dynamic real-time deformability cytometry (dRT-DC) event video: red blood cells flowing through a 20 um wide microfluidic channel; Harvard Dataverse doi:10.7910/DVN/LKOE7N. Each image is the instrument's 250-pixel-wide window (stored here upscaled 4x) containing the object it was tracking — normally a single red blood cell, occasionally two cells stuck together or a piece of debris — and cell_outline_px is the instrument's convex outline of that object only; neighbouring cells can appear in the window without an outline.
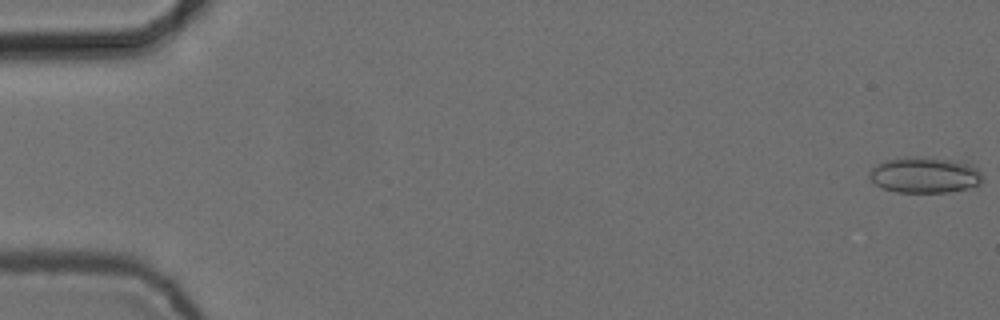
{"species": "common noctule bat (a hibernating species)", "species_latin": "Nyctalus noctula", "temperature_condition": "cold", "stored_images_in_passage": 7, "camera_frame_rate_fps": 3000, "um_per_image_px": 0.085, "animal": {"sex": "female", "body_mass_g": 24.6, "forearm_length_mm": 56.2}, "frame": {"image": 1, "passage_image": 1, "time_ms": 0.0, "image_size_px": [1000, 320], "cell_outline_px": [[984, 176], [980, 184], [948, 192], [896, 192], [884, 188], [876, 184], [868, 176], [868, 172], [876, 164], [884, 160], [904, 156], [912, 156], [952, 160], [972, 164]], "centroid_in_image_um": [78.57, 14.86], "position_along_channel_um": 6.4, "area_um2": 23.7}}
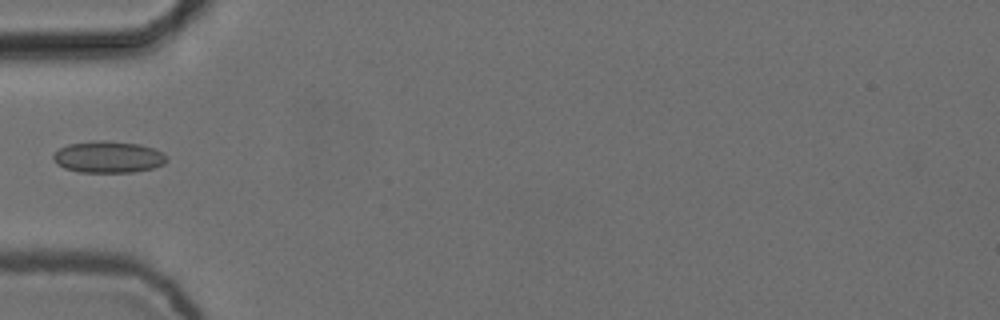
{"frame": {"image": 2, "passage_image": 6, "time_ms": 1.667, "image_size_px": [1000, 320], "cell_outline_px": [[168, 160], [164, 164], [152, 168], [132, 172], [80, 172], [64, 168], [56, 164], [52, 160], [52, 156], [60, 148], [68, 144], [96, 140], [104, 140], [140, 144], [164, 152]], "centroid_in_image_um": [9.2, 13.34], "position_along_channel_um": 75.8, "area_um2": 21.04}}
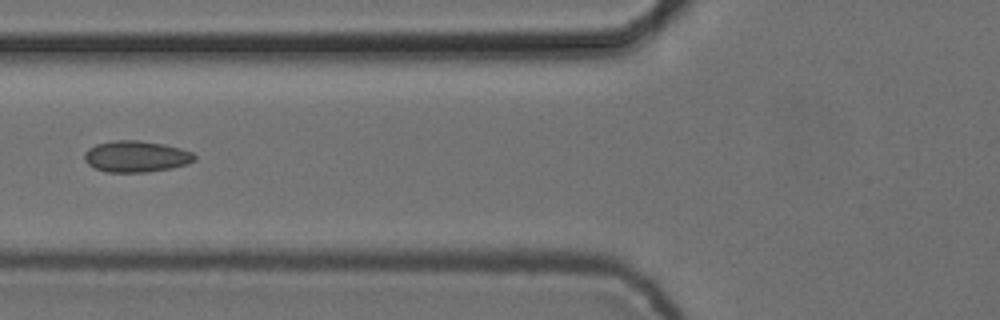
{"frame": {"image": 3, "passage_image": 7, "time_ms": 2.0, "image_size_px": [1000, 320], "cell_outline_px": [[196, 160], [172, 168], [144, 172], [108, 172], [96, 168], [88, 164], [84, 160], [84, 152], [88, 148], [96, 144], [112, 140], [140, 140], [164, 144], [180, 148], [192, 152], [196, 156]], "centroid_in_image_um": [11.55, 13.28], "position_along_channel_um": 114.2, "area_um2": 20.11}}